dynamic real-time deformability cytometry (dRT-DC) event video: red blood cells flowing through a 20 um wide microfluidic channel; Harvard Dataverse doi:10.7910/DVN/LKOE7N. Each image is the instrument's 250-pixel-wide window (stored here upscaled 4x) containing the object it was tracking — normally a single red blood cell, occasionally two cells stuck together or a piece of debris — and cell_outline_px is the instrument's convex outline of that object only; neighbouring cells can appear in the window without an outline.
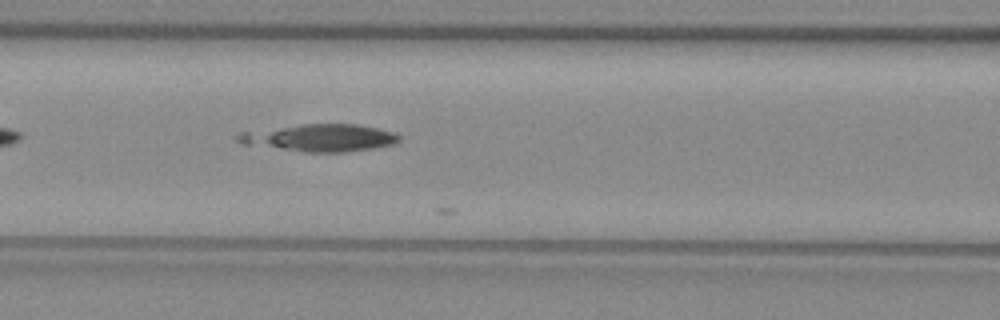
{"species": "common noctule bat (a hibernating species)", "species_latin": "Nyctalus noctula", "temperature_condition": "warm", "stored_images_in_passage": 14, "camera_frame_rate_fps": 3000, "um_per_image_px": 0.085, "animal": {"sex": "female", "body_mass_g": 29.2, "forearm_length_mm": 56.3}, "frame": {"image": 1, "passage_image": 12, "time_ms": 3.667, "image_size_px": [1000, 320], "cell_outline_px": [[400, 140], [392, 144], [372, 148], [344, 152], [304, 152], [244, 144], [236, 140], [232, 136], [240, 132], [300, 124], [356, 124], [376, 128], [392, 132], [400, 136]], "centroid_in_image_um": [27.12, 11.71], "position_along_channel_um": 139.5, "area_um2": 25.55}}